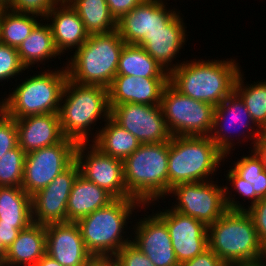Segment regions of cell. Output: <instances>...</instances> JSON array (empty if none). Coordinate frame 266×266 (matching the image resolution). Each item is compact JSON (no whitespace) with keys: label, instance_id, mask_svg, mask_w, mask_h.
Listing matches in <instances>:
<instances>
[{"label":"cell","instance_id":"f907efd6","mask_svg":"<svg viewBox=\"0 0 266 266\" xmlns=\"http://www.w3.org/2000/svg\"><path fill=\"white\" fill-rule=\"evenodd\" d=\"M0 266H6L4 260L0 259Z\"/></svg>","mask_w":266,"mask_h":266},{"label":"cell","instance_id":"ffe728a7","mask_svg":"<svg viewBox=\"0 0 266 266\" xmlns=\"http://www.w3.org/2000/svg\"><path fill=\"white\" fill-rule=\"evenodd\" d=\"M169 78H144L116 75L108 88L110 110L122 103L160 105Z\"/></svg>","mask_w":266,"mask_h":266},{"label":"cell","instance_id":"8d00e7d4","mask_svg":"<svg viewBox=\"0 0 266 266\" xmlns=\"http://www.w3.org/2000/svg\"><path fill=\"white\" fill-rule=\"evenodd\" d=\"M18 146V131L15 119L0 108V159Z\"/></svg>","mask_w":266,"mask_h":266},{"label":"cell","instance_id":"2e32d148","mask_svg":"<svg viewBox=\"0 0 266 266\" xmlns=\"http://www.w3.org/2000/svg\"><path fill=\"white\" fill-rule=\"evenodd\" d=\"M164 0H144L117 20V31L126 44H138L147 33L165 29L178 14L167 10Z\"/></svg>","mask_w":266,"mask_h":266},{"label":"cell","instance_id":"8992f818","mask_svg":"<svg viewBox=\"0 0 266 266\" xmlns=\"http://www.w3.org/2000/svg\"><path fill=\"white\" fill-rule=\"evenodd\" d=\"M142 205V206H141ZM144 205L137 199H114L107 206L79 219L78 224L87 250L93 257H113L130 238L123 237L132 212ZM125 226V227H124ZM123 238V239H122Z\"/></svg>","mask_w":266,"mask_h":266},{"label":"cell","instance_id":"d590c367","mask_svg":"<svg viewBox=\"0 0 266 266\" xmlns=\"http://www.w3.org/2000/svg\"><path fill=\"white\" fill-rule=\"evenodd\" d=\"M60 2V0H10L8 9L37 17L44 18L53 8Z\"/></svg>","mask_w":266,"mask_h":266},{"label":"cell","instance_id":"8fae6325","mask_svg":"<svg viewBox=\"0 0 266 266\" xmlns=\"http://www.w3.org/2000/svg\"><path fill=\"white\" fill-rule=\"evenodd\" d=\"M76 145L74 140L64 138L60 143L27 153L21 188L32 196L49 185L75 161Z\"/></svg>","mask_w":266,"mask_h":266},{"label":"cell","instance_id":"9a60e30c","mask_svg":"<svg viewBox=\"0 0 266 266\" xmlns=\"http://www.w3.org/2000/svg\"><path fill=\"white\" fill-rule=\"evenodd\" d=\"M156 214L166 223L179 264L208 249V226L205 223L172 208Z\"/></svg>","mask_w":266,"mask_h":266},{"label":"cell","instance_id":"e0dca14e","mask_svg":"<svg viewBox=\"0 0 266 266\" xmlns=\"http://www.w3.org/2000/svg\"><path fill=\"white\" fill-rule=\"evenodd\" d=\"M236 124L239 125V127L244 126V129L241 127L243 133L247 132L245 129L248 127V130L253 132L248 131V134L250 138L253 137L250 140L253 141L252 144L254 149L258 138L259 127L252 120L244 102L233 92L219 105L215 106L212 133L209 136L216 146L225 154V158H227V155L231 154V148H233V144H235L230 139L232 135H226V133H231V128L235 129L234 127H236ZM251 124L254 125L252 126ZM254 126L257 128L255 129Z\"/></svg>","mask_w":266,"mask_h":266},{"label":"cell","instance_id":"52a82bcc","mask_svg":"<svg viewBox=\"0 0 266 266\" xmlns=\"http://www.w3.org/2000/svg\"><path fill=\"white\" fill-rule=\"evenodd\" d=\"M225 154L209 136H172L169 141L168 194L181 183L209 181ZM212 174V175H210Z\"/></svg>","mask_w":266,"mask_h":266},{"label":"cell","instance_id":"ba28073f","mask_svg":"<svg viewBox=\"0 0 266 266\" xmlns=\"http://www.w3.org/2000/svg\"><path fill=\"white\" fill-rule=\"evenodd\" d=\"M47 70L26 78L21 84L0 101V108L10 117L20 119L33 115L58 113L67 70Z\"/></svg>","mask_w":266,"mask_h":266},{"label":"cell","instance_id":"681fc988","mask_svg":"<svg viewBox=\"0 0 266 266\" xmlns=\"http://www.w3.org/2000/svg\"><path fill=\"white\" fill-rule=\"evenodd\" d=\"M10 0H0V8H7Z\"/></svg>","mask_w":266,"mask_h":266},{"label":"cell","instance_id":"7dc6e473","mask_svg":"<svg viewBox=\"0 0 266 266\" xmlns=\"http://www.w3.org/2000/svg\"><path fill=\"white\" fill-rule=\"evenodd\" d=\"M237 266H266V258L257 262L237 263Z\"/></svg>","mask_w":266,"mask_h":266},{"label":"cell","instance_id":"9c48e42d","mask_svg":"<svg viewBox=\"0 0 266 266\" xmlns=\"http://www.w3.org/2000/svg\"><path fill=\"white\" fill-rule=\"evenodd\" d=\"M176 197L173 210L202 221L207 226L214 223L227 210L246 211L239 201L232 197L229 187L218 186L214 181L181 183L170 192ZM230 194V195H228Z\"/></svg>","mask_w":266,"mask_h":266},{"label":"cell","instance_id":"d4e9b609","mask_svg":"<svg viewBox=\"0 0 266 266\" xmlns=\"http://www.w3.org/2000/svg\"><path fill=\"white\" fill-rule=\"evenodd\" d=\"M114 199L105 189L79 174L68 198L67 222H77L95 210L107 206Z\"/></svg>","mask_w":266,"mask_h":266},{"label":"cell","instance_id":"f1b7e54d","mask_svg":"<svg viewBox=\"0 0 266 266\" xmlns=\"http://www.w3.org/2000/svg\"><path fill=\"white\" fill-rule=\"evenodd\" d=\"M117 75L169 78V74L137 44L124 45L119 57Z\"/></svg>","mask_w":266,"mask_h":266},{"label":"cell","instance_id":"f35d334b","mask_svg":"<svg viewBox=\"0 0 266 266\" xmlns=\"http://www.w3.org/2000/svg\"><path fill=\"white\" fill-rule=\"evenodd\" d=\"M247 208L246 212L251 216L259 240L266 249V197Z\"/></svg>","mask_w":266,"mask_h":266},{"label":"cell","instance_id":"7402d4cb","mask_svg":"<svg viewBox=\"0 0 266 266\" xmlns=\"http://www.w3.org/2000/svg\"><path fill=\"white\" fill-rule=\"evenodd\" d=\"M18 145L29 152L60 143L65 137L61 131L58 113H47L15 119Z\"/></svg>","mask_w":266,"mask_h":266},{"label":"cell","instance_id":"e575fe53","mask_svg":"<svg viewBox=\"0 0 266 266\" xmlns=\"http://www.w3.org/2000/svg\"><path fill=\"white\" fill-rule=\"evenodd\" d=\"M26 68L20 61L17 48L0 45V82L14 78L25 71Z\"/></svg>","mask_w":266,"mask_h":266},{"label":"cell","instance_id":"d6a6232c","mask_svg":"<svg viewBox=\"0 0 266 266\" xmlns=\"http://www.w3.org/2000/svg\"><path fill=\"white\" fill-rule=\"evenodd\" d=\"M250 155L242 156L239 161L234 162L231 169L243 180L253 185L254 192L259 198L266 197V155L251 150Z\"/></svg>","mask_w":266,"mask_h":266},{"label":"cell","instance_id":"4dcf8cb0","mask_svg":"<svg viewBox=\"0 0 266 266\" xmlns=\"http://www.w3.org/2000/svg\"><path fill=\"white\" fill-rule=\"evenodd\" d=\"M36 18L39 19L35 15L14 12L8 8H0L1 44L18 48L39 23Z\"/></svg>","mask_w":266,"mask_h":266},{"label":"cell","instance_id":"f546056e","mask_svg":"<svg viewBox=\"0 0 266 266\" xmlns=\"http://www.w3.org/2000/svg\"><path fill=\"white\" fill-rule=\"evenodd\" d=\"M76 10L89 35L110 33L117 29L106 0H68Z\"/></svg>","mask_w":266,"mask_h":266},{"label":"cell","instance_id":"7bdbcfd3","mask_svg":"<svg viewBox=\"0 0 266 266\" xmlns=\"http://www.w3.org/2000/svg\"><path fill=\"white\" fill-rule=\"evenodd\" d=\"M20 230L7 225H0V240L8 249L9 246L16 240Z\"/></svg>","mask_w":266,"mask_h":266},{"label":"cell","instance_id":"816d5d0a","mask_svg":"<svg viewBox=\"0 0 266 266\" xmlns=\"http://www.w3.org/2000/svg\"><path fill=\"white\" fill-rule=\"evenodd\" d=\"M224 266H237V264H231V265L225 264Z\"/></svg>","mask_w":266,"mask_h":266},{"label":"cell","instance_id":"c3c4849f","mask_svg":"<svg viewBox=\"0 0 266 266\" xmlns=\"http://www.w3.org/2000/svg\"><path fill=\"white\" fill-rule=\"evenodd\" d=\"M6 252H7V248L2 244L0 240V259L4 260Z\"/></svg>","mask_w":266,"mask_h":266},{"label":"cell","instance_id":"5bb4252c","mask_svg":"<svg viewBox=\"0 0 266 266\" xmlns=\"http://www.w3.org/2000/svg\"><path fill=\"white\" fill-rule=\"evenodd\" d=\"M110 116L141 144L166 142L172 137L160 105L122 103L111 109Z\"/></svg>","mask_w":266,"mask_h":266},{"label":"cell","instance_id":"484cf974","mask_svg":"<svg viewBox=\"0 0 266 266\" xmlns=\"http://www.w3.org/2000/svg\"><path fill=\"white\" fill-rule=\"evenodd\" d=\"M105 127L96 130L93 134V144L104 154L124 160L141 145L140 141L122 126H120L111 116L105 121Z\"/></svg>","mask_w":266,"mask_h":266},{"label":"cell","instance_id":"836d02e7","mask_svg":"<svg viewBox=\"0 0 266 266\" xmlns=\"http://www.w3.org/2000/svg\"><path fill=\"white\" fill-rule=\"evenodd\" d=\"M25 156L26 153L18 145L1 157L0 187H21Z\"/></svg>","mask_w":266,"mask_h":266},{"label":"cell","instance_id":"6da1fadb","mask_svg":"<svg viewBox=\"0 0 266 266\" xmlns=\"http://www.w3.org/2000/svg\"><path fill=\"white\" fill-rule=\"evenodd\" d=\"M182 62L169 74V83L181 94L194 100L219 105L234 92L240 73L234 59Z\"/></svg>","mask_w":266,"mask_h":266},{"label":"cell","instance_id":"f6af8a7d","mask_svg":"<svg viewBox=\"0 0 266 266\" xmlns=\"http://www.w3.org/2000/svg\"><path fill=\"white\" fill-rule=\"evenodd\" d=\"M85 266H118L114 257H93Z\"/></svg>","mask_w":266,"mask_h":266},{"label":"cell","instance_id":"44dd1931","mask_svg":"<svg viewBox=\"0 0 266 266\" xmlns=\"http://www.w3.org/2000/svg\"><path fill=\"white\" fill-rule=\"evenodd\" d=\"M184 22L178 13L166 26L165 29L155 30L147 33L137 44L170 74L181 63L173 64L179 50L186 41V30ZM176 56V57H175Z\"/></svg>","mask_w":266,"mask_h":266},{"label":"cell","instance_id":"cb8c5ba5","mask_svg":"<svg viewBox=\"0 0 266 266\" xmlns=\"http://www.w3.org/2000/svg\"><path fill=\"white\" fill-rule=\"evenodd\" d=\"M45 254V226L33 222L19 232L7 249L4 262L6 266H35Z\"/></svg>","mask_w":266,"mask_h":266},{"label":"cell","instance_id":"ee69618b","mask_svg":"<svg viewBox=\"0 0 266 266\" xmlns=\"http://www.w3.org/2000/svg\"><path fill=\"white\" fill-rule=\"evenodd\" d=\"M254 149L266 155V124L259 127L258 138Z\"/></svg>","mask_w":266,"mask_h":266},{"label":"cell","instance_id":"d6986e66","mask_svg":"<svg viewBox=\"0 0 266 266\" xmlns=\"http://www.w3.org/2000/svg\"><path fill=\"white\" fill-rule=\"evenodd\" d=\"M135 237L131 242L141 250L155 266H179L166 223L155 213L136 222Z\"/></svg>","mask_w":266,"mask_h":266},{"label":"cell","instance_id":"83f0119b","mask_svg":"<svg viewBox=\"0 0 266 266\" xmlns=\"http://www.w3.org/2000/svg\"><path fill=\"white\" fill-rule=\"evenodd\" d=\"M39 23L33 28L30 35L17 48L23 66L28 69L32 64L55 58L57 51L49 24ZM38 62V63H37Z\"/></svg>","mask_w":266,"mask_h":266},{"label":"cell","instance_id":"7a4b0ae2","mask_svg":"<svg viewBox=\"0 0 266 266\" xmlns=\"http://www.w3.org/2000/svg\"><path fill=\"white\" fill-rule=\"evenodd\" d=\"M169 141L141 144L123 160L127 193L148 206L168 195Z\"/></svg>","mask_w":266,"mask_h":266},{"label":"cell","instance_id":"ac0fdd59","mask_svg":"<svg viewBox=\"0 0 266 266\" xmlns=\"http://www.w3.org/2000/svg\"><path fill=\"white\" fill-rule=\"evenodd\" d=\"M46 229V254L62 266H85L92 258L76 222L50 224Z\"/></svg>","mask_w":266,"mask_h":266},{"label":"cell","instance_id":"5b68a950","mask_svg":"<svg viewBox=\"0 0 266 266\" xmlns=\"http://www.w3.org/2000/svg\"><path fill=\"white\" fill-rule=\"evenodd\" d=\"M126 43L117 30L89 35L86 42L75 50L65 67L69 80L83 85L109 88L117 75L119 57Z\"/></svg>","mask_w":266,"mask_h":266},{"label":"cell","instance_id":"1f68e13d","mask_svg":"<svg viewBox=\"0 0 266 266\" xmlns=\"http://www.w3.org/2000/svg\"><path fill=\"white\" fill-rule=\"evenodd\" d=\"M243 75L237 76L234 92L241 98L247 107L252 120L260 127L266 124V81L254 82L250 86L243 84Z\"/></svg>","mask_w":266,"mask_h":266},{"label":"cell","instance_id":"60d3db41","mask_svg":"<svg viewBox=\"0 0 266 266\" xmlns=\"http://www.w3.org/2000/svg\"><path fill=\"white\" fill-rule=\"evenodd\" d=\"M111 15L115 20H119L124 14L133 10L144 0H106Z\"/></svg>","mask_w":266,"mask_h":266},{"label":"cell","instance_id":"b9f144b4","mask_svg":"<svg viewBox=\"0 0 266 266\" xmlns=\"http://www.w3.org/2000/svg\"><path fill=\"white\" fill-rule=\"evenodd\" d=\"M225 263L209 248L202 254L186 261L179 266H224Z\"/></svg>","mask_w":266,"mask_h":266},{"label":"cell","instance_id":"bcb514c9","mask_svg":"<svg viewBox=\"0 0 266 266\" xmlns=\"http://www.w3.org/2000/svg\"><path fill=\"white\" fill-rule=\"evenodd\" d=\"M35 266H62V265L58 261L54 260L47 254H45L41 259L38 260Z\"/></svg>","mask_w":266,"mask_h":266},{"label":"cell","instance_id":"30bf717a","mask_svg":"<svg viewBox=\"0 0 266 266\" xmlns=\"http://www.w3.org/2000/svg\"><path fill=\"white\" fill-rule=\"evenodd\" d=\"M160 106L172 136L212 133L215 106L181 94L170 83L163 90Z\"/></svg>","mask_w":266,"mask_h":266},{"label":"cell","instance_id":"7c38bea8","mask_svg":"<svg viewBox=\"0 0 266 266\" xmlns=\"http://www.w3.org/2000/svg\"><path fill=\"white\" fill-rule=\"evenodd\" d=\"M91 144L89 147L87 143L76 145L75 162L79 166L80 175L105 189L115 199L132 198L124 183L123 161L104 154L93 142Z\"/></svg>","mask_w":266,"mask_h":266},{"label":"cell","instance_id":"277c9868","mask_svg":"<svg viewBox=\"0 0 266 266\" xmlns=\"http://www.w3.org/2000/svg\"><path fill=\"white\" fill-rule=\"evenodd\" d=\"M60 104L61 131L65 138L76 143L89 144L91 125H96L101 116L104 121L110 117L108 89L103 86L83 85L67 79Z\"/></svg>","mask_w":266,"mask_h":266},{"label":"cell","instance_id":"3957f363","mask_svg":"<svg viewBox=\"0 0 266 266\" xmlns=\"http://www.w3.org/2000/svg\"><path fill=\"white\" fill-rule=\"evenodd\" d=\"M208 248L229 265L257 262L266 258V249L246 211L227 210L210 224Z\"/></svg>","mask_w":266,"mask_h":266},{"label":"cell","instance_id":"ab89813d","mask_svg":"<svg viewBox=\"0 0 266 266\" xmlns=\"http://www.w3.org/2000/svg\"><path fill=\"white\" fill-rule=\"evenodd\" d=\"M226 179L228 182L232 183L231 186L234 187V191L238 193V195H241V197H244V200L246 201L245 198L251 199V205L247 206H253L255 203H257L260 198L255 194L253 185L240 178L231 168L228 170Z\"/></svg>","mask_w":266,"mask_h":266},{"label":"cell","instance_id":"74e56055","mask_svg":"<svg viewBox=\"0 0 266 266\" xmlns=\"http://www.w3.org/2000/svg\"><path fill=\"white\" fill-rule=\"evenodd\" d=\"M113 257L118 266H155L132 242L123 246Z\"/></svg>","mask_w":266,"mask_h":266},{"label":"cell","instance_id":"4316f807","mask_svg":"<svg viewBox=\"0 0 266 266\" xmlns=\"http://www.w3.org/2000/svg\"><path fill=\"white\" fill-rule=\"evenodd\" d=\"M31 223V196L21 187H0V225L21 231Z\"/></svg>","mask_w":266,"mask_h":266},{"label":"cell","instance_id":"603a6c76","mask_svg":"<svg viewBox=\"0 0 266 266\" xmlns=\"http://www.w3.org/2000/svg\"><path fill=\"white\" fill-rule=\"evenodd\" d=\"M45 19L52 21L48 24L60 56L68 49L77 50L89 37L81 18L68 1H60Z\"/></svg>","mask_w":266,"mask_h":266},{"label":"cell","instance_id":"4fadbf2b","mask_svg":"<svg viewBox=\"0 0 266 266\" xmlns=\"http://www.w3.org/2000/svg\"><path fill=\"white\" fill-rule=\"evenodd\" d=\"M79 174V166L74 161L49 185L31 196L34 223L47 226L67 222V202Z\"/></svg>","mask_w":266,"mask_h":266}]
</instances>
